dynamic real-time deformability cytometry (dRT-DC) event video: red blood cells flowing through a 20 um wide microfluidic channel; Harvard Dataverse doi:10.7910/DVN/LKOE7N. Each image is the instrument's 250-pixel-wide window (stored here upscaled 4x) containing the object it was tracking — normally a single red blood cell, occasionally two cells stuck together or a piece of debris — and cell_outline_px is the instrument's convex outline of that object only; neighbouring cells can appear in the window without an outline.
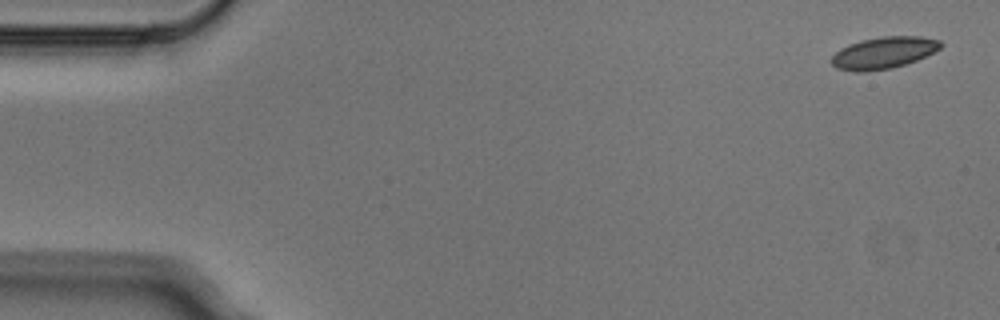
{"species": "Egyptian fruit bat (a non-hibernating species)", "species_latin": "Rousettus aegyptiacus", "temperature_condition": "cold", "stored_images_in_passage": 5, "camera_frame_rate_fps": 3000, "um_per_image_px": 0.085, "animal": {"sex": "male"}, "frame": {"image": 1, "passage_image": 1, "time_ms": 0.0, "image_size_px": [1000, 320], "cell_outline_px": [[944, 44], [940, 48], [916, 60], [892, 68], [868, 72], [852, 72], [836, 68], [832, 64], [832, 56], [840, 48], [848, 44], [860, 40], [880, 36], [920, 36], [940, 40]], "centroid_in_image_um": [75.07, 4.48], "position_along_channel_um": 9.9, "area_um2": 20.35}}
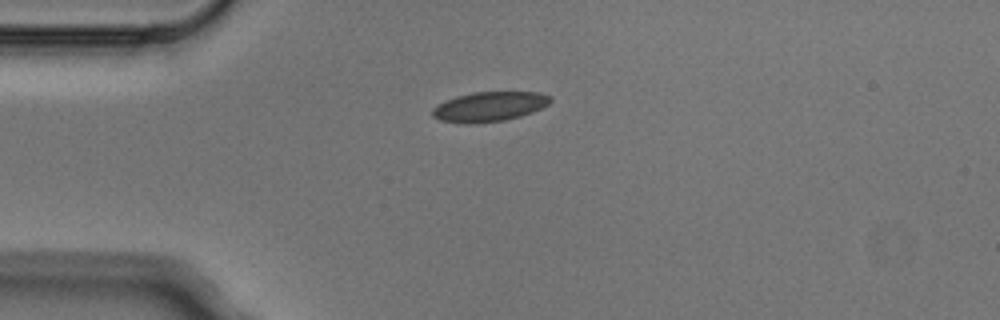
{"frame": {"image": 2, "passage_image": 4, "time_ms": 1.0, "image_size_px": [1000, 320], "cell_outline_px": [[552, 100], [548, 104], [532, 112], [520, 116], [504, 120], [464, 124], [440, 120], [432, 116], [432, 108], [436, 104], [456, 96], [472, 92], [540, 92], [552, 96]], "centroid_in_image_um": [41.57, 9.05], "position_along_channel_um": 43.4, "area_um2": 20.46}}
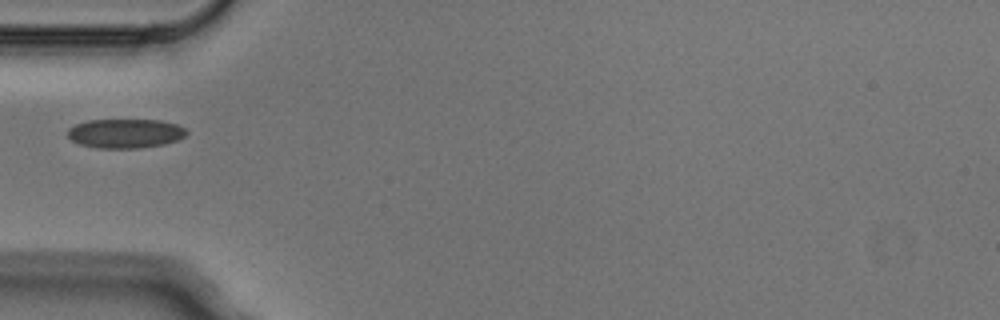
{"frame": {"image": 3, "passage_image": 5, "time_ms": 1.333, "image_size_px": [1000, 320], "cell_outline_px": [[188, 132], [184, 136], [176, 140], [164, 144], [136, 148], [96, 148], [80, 144], [72, 140], [68, 136], [68, 128], [76, 124], [88, 120], [160, 120], [176, 124], [184, 128]], "centroid_in_image_um": [10.63, 11.34], "position_along_channel_um": 74.4, "area_um2": 20.11}}